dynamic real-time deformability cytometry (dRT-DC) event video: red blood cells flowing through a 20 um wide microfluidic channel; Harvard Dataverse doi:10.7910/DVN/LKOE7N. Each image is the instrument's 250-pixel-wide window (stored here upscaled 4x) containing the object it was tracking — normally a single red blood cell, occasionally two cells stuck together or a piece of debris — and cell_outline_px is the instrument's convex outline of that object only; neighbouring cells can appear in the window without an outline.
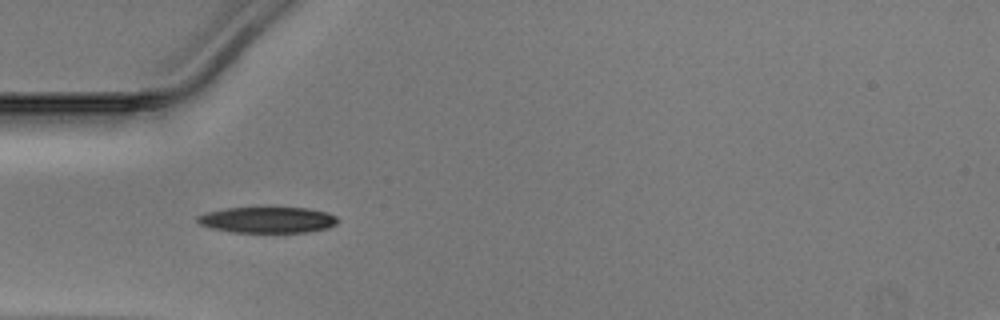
{"species": "Egyptian fruit bat (a non-hibernating species)", "species_latin": "Rousettus aegyptiacus", "temperature_condition": "warm", "stored_images_in_passage": 14, "camera_frame_rate_fps": 3000, "um_per_image_px": 0.085, "animal": {"sex": "male"}, "frame": {"image": 1, "passage_image": 3, "time_ms": 0.667, "image_size_px": [1000, 320], "cell_outline_px": [[340, 220], [336, 224], [328, 228], [304, 232], [232, 232], [212, 228], [200, 224], [196, 220], [196, 216], [204, 212], [224, 208], [268, 204], [272, 204], [308, 208], [328, 212], [336, 216]], "centroid_in_image_um": [22.73, 18.62], "position_along_channel_um": 62.3, "area_um2": 22.6}}
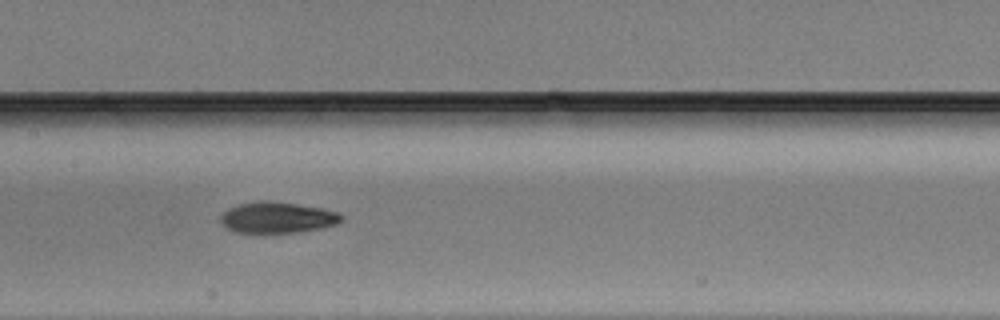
{"frame": {"image": 2, "passage_image": 12, "time_ms": 3.667, "image_size_px": [1000, 320], "cell_outline_px": [[344, 220], [336, 224], [324, 228], [296, 232], [236, 232], [228, 228], [220, 220], [220, 216], [228, 208], [240, 204], [260, 200], [264, 200], [296, 204], [324, 208], [340, 212], [344, 216]], "centroid_in_image_um": [23.65, 18.48], "position_along_channel_um": 183.8, "area_um2": 21.85}}